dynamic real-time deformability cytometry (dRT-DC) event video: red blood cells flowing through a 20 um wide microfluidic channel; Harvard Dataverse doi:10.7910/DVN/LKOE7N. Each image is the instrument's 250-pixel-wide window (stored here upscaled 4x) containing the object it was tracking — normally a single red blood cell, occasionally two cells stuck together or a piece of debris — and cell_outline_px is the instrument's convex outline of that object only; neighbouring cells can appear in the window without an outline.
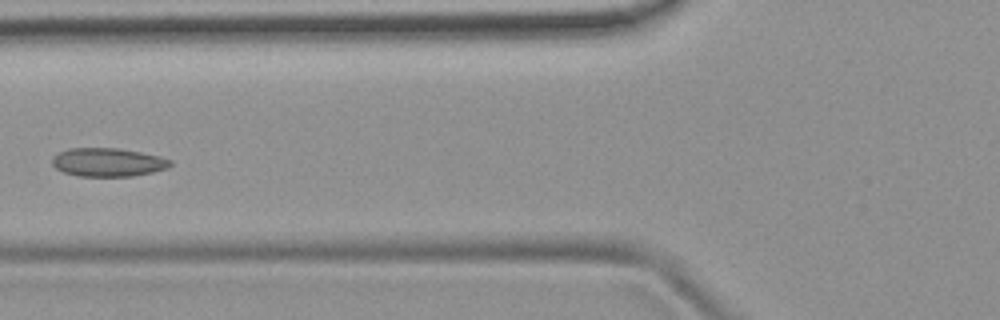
{"species": "common noctule bat (a hibernating species)", "species_latin": "Nyctalus noctula", "temperature_condition": "room temperature", "stored_images_in_passage": 7, "camera_frame_rate_fps": 3000, "um_per_image_px": 0.085, "animal": {"sex": "female", "body_mass_g": 19.9}, "frame": {"image": 1, "passage_image": 6, "time_ms": 6.667, "image_size_px": [1000, 320], "cell_outline_px": [[172, 164], [168, 168], [152, 172], [132, 176], [76, 176], [64, 172], [56, 168], [52, 164], [52, 156], [68, 148], [120, 148], [160, 156], [172, 160]], "centroid_in_image_um": [9.18, 13.79], "position_along_channel_um": 116.6, "area_um2": 19.71}}
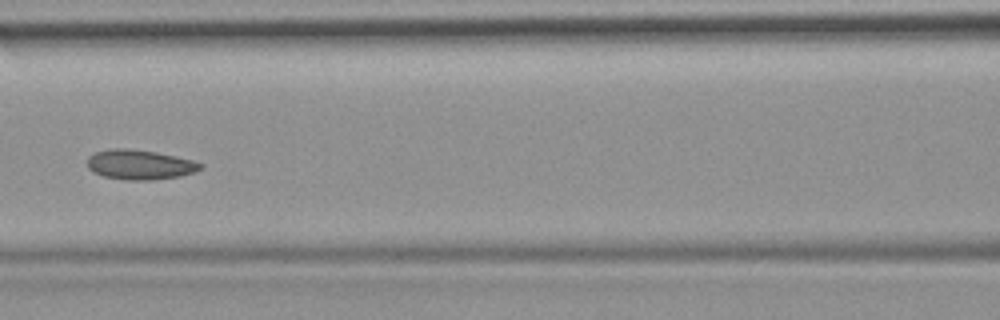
{"frame": {"image": 2, "passage_image": 7, "time_ms": 7.667, "image_size_px": [1000, 320], "cell_outline_px": [[204, 168], [196, 172], [180, 176], [152, 180], [124, 180], [104, 176], [92, 172], [88, 168], [88, 156], [96, 152], [112, 148], [128, 148], [156, 152], [196, 160], [204, 164]], "centroid_in_image_um": [11.94, 13.99], "position_along_channel_um": 154.7, "area_um2": 19.94}}